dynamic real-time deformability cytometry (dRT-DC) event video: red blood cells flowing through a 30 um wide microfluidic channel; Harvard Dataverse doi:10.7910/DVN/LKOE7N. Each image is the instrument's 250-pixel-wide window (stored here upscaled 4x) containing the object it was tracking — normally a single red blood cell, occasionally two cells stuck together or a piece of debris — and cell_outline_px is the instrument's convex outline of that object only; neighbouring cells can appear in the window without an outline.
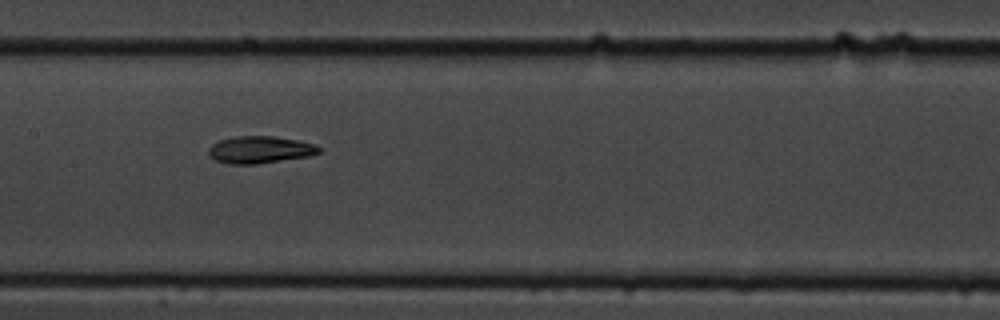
{"species": "common noctule bat (a hibernating species)", "species_latin": "Nyctalus noctula", "temperature_condition": "cold", "stored_images_in_passage": 15, "camera_frame_rate_fps": 3000, "um_per_image_px": 0.085, "animal": {"sex": "male", "body_mass_g": 19.5, "forearm_length_mm": 54.6}, "frame": {"image": 1, "passage_image": 8, "time_ms": 8.667, "image_size_px": [1000, 320], "cell_outline_px": [[320, 152], [308, 156], [256, 164], [228, 164], [216, 160], [208, 152], [208, 148], [212, 144], [220, 140], [236, 136], [272, 136], [296, 140], [316, 144], [320, 148]], "centroid_in_image_um": [22.09, 12.72], "position_along_channel_um": 185.3, "area_um2": 17.28}}
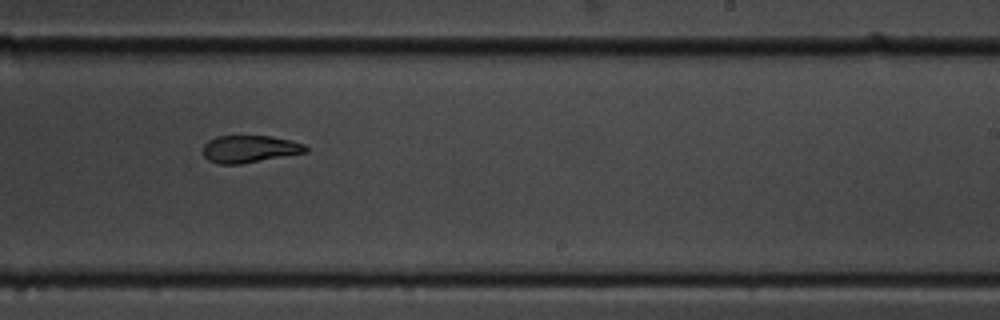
{"frame": {"image": 2, "passage_image": 10, "time_ms": 11.0, "image_size_px": [1000, 320], "cell_outline_px": [[308, 152], [240, 164], [220, 164], [208, 160], [204, 156], [204, 144], [208, 140], [216, 136], [268, 136], [292, 140], [304, 144], [308, 148]], "centroid_in_image_um": [21.23, 12.66], "position_along_channel_um": 267.8, "area_um2": 16.3}}
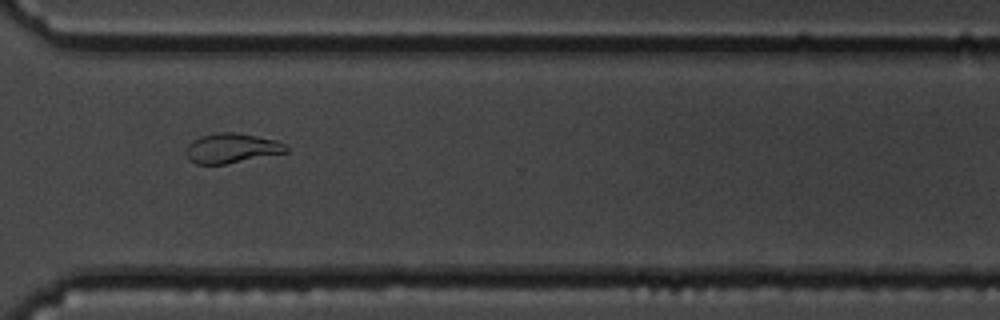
{"frame": {"image": 3, "passage_image": 12, "time_ms": 13.333, "image_size_px": [1000, 320], "cell_outline_px": [[288, 152], [224, 164], [196, 164], [188, 160], [188, 144], [192, 140], [200, 136], [216, 132], [236, 132], [276, 140], [284, 144], [288, 148]], "centroid_in_image_um": [19.69, 12.59], "position_along_channel_um": 350.9, "area_um2": 17.22}}